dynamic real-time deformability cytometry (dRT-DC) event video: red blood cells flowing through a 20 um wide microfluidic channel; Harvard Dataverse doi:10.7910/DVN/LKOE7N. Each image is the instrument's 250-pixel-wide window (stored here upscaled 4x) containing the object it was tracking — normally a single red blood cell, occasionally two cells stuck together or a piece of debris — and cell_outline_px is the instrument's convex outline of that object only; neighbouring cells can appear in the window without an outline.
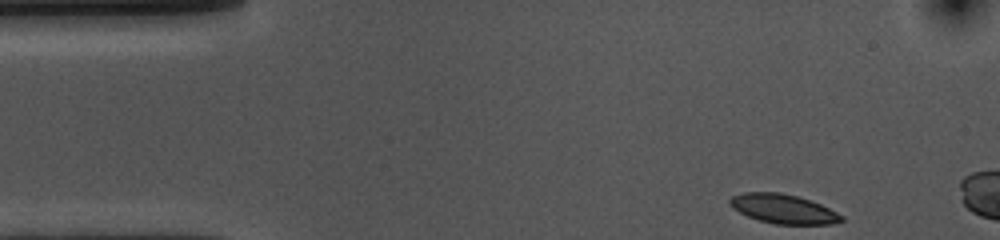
{"species": "common noctule bat (a hibernating species)", "species_latin": "Nyctalus noctula", "temperature_condition": "cold", "stored_images_in_passage": 39, "camera_frame_rate_fps": 3000, "um_per_image_px": 0.085, "animal": {"sex": "female", "body_mass_g": 10.0, "forearm_length_mm": 53.1}, "frame": {"image": 1, "passage_image": 1, "time_ms": 0.0, "image_size_px": [1000, 240], "cell_outline_px": [[844, 220], [832, 224], [776, 224], [760, 220], [748, 216], [732, 208], [728, 200], [732, 196], [744, 192], [780, 192], [796, 196], [820, 204], [844, 216]], "centroid_in_image_um": [66.57, 17.75], "position_along_channel_um": 18.4, "area_um2": 18.84}}
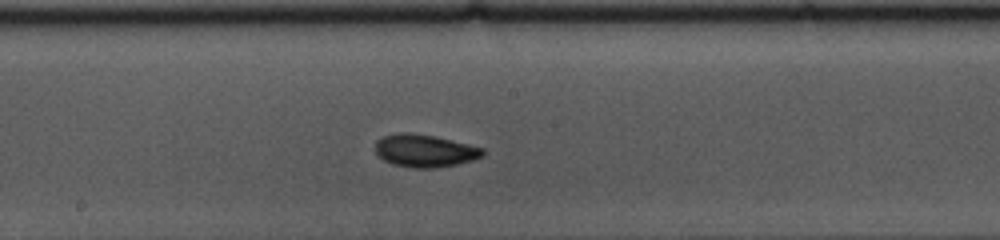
{"frame": {"image": 2, "passage_image": 23, "time_ms": 7.333, "image_size_px": [1000, 240], "cell_outline_px": [[484, 156], [472, 160], [456, 164], [436, 168], [412, 168], [392, 164], [384, 160], [376, 152], [376, 140], [384, 136], [396, 132], [408, 132], [436, 136], [484, 148]], "centroid_in_image_um": [36.1, 12.81], "position_along_channel_um": 212.1, "area_um2": 20.52}}
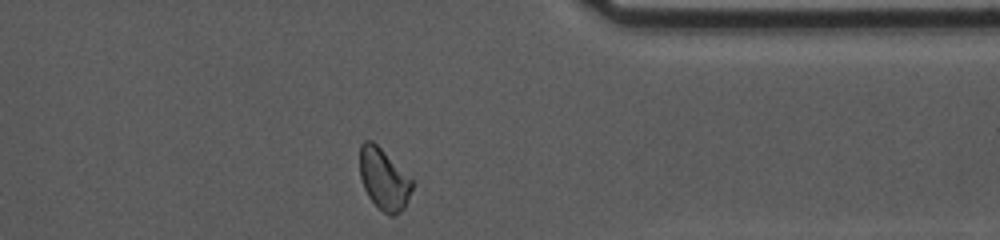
{"frame": {"image": 3, "passage_image": 38, "time_ms": 12.333, "image_size_px": [1000, 240], "cell_outline_px": [[412, 188], [404, 208], [396, 216], [388, 216], [368, 196], [364, 188], [360, 176], [360, 144], [364, 140], [372, 140], [412, 180]], "centroid_in_image_um": [32.6, 15.24], "position_along_channel_um": 378.8, "area_um2": 18.32}, "authors_computed_cell_mechanics": {"area_um2": 19.652, "velocity_mm_per_s": 3.5947, "shape_relaxation_time_tau1_ms": 2.4762, "shape_relaxation_time_tau2_ms": 3.7594, "deformation_change_tau1": 0.0802, "deformation_change_tau2": 0.0866}}